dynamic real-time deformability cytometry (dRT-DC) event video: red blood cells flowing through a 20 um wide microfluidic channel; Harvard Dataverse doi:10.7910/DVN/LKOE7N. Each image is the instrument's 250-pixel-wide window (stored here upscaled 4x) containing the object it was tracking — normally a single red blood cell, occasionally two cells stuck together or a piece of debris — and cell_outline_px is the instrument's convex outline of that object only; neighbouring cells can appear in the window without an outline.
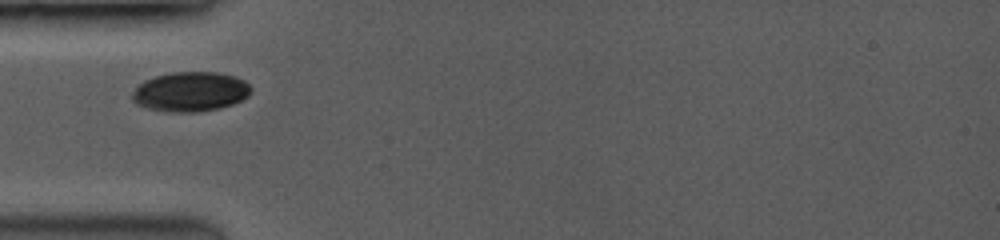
{"species": "common noctule bat (a hibernating species)", "species_latin": "Nyctalus noctula", "temperature_condition": "room temperature", "stored_images_in_passage": 26, "camera_frame_rate_fps": 3500, "um_per_image_px": 0.085, "animal": {"sex": "female", "body_mass_g": 19.0, "forearm_length_mm": 53.3}, "frame": {"image": 1, "passage_image": 1, "time_ms": 0.0, "image_size_px": [1000, 240], "cell_outline_px": [[252, 92], [248, 96], [232, 104], [220, 108], [196, 112], [168, 112], [148, 108], [132, 100], [132, 92], [144, 80], [156, 76], [172, 72], [216, 72], [236, 76], [244, 80], [252, 88]], "centroid_in_image_um": [16.22, 7.79], "position_along_channel_um": 68.8, "area_um2": 27.4}}
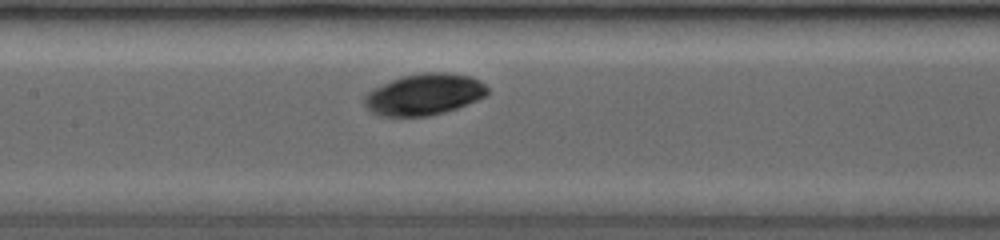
{"frame": {"image": 2, "passage_image": 10, "time_ms": 2.571, "image_size_px": [1000, 240], "cell_outline_px": [[488, 92], [484, 96], [476, 100], [456, 108], [444, 112], [428, 116], [384, 116], [372, 112], [368, 108], [364, 100], [368, 92], [392, 80], [404, 76], [424, 72], [448, 72], [472, 76], [480, 80], [488, 88]], "centroid_in_image_um": [36.1, 8.01], "position_along_channel_um": 171.3, "area_um2": 29.25}}
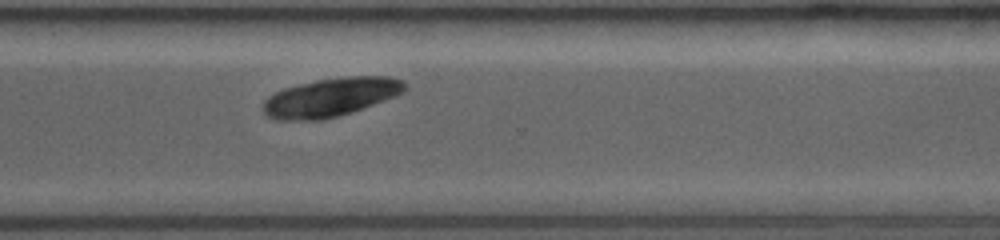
{"frame": {"image": 3, "passage_image": 26, "time_ms": 6.857, "image_size_px": [1000, 240], "cell_outline_px": [[404, 88], [396, 96], [352, 112], [324, 120], [276, 120], [268, 116], [260, 108], [264, 100], [268, 96], [284, 88], [316, 80], [352, 76], [388, 76], [400, 80], [404, 84]], "centroid_in_image_um": [28.04, 8.28], "position_along_channel_um": 342.6, "area_um2": 31.67}}